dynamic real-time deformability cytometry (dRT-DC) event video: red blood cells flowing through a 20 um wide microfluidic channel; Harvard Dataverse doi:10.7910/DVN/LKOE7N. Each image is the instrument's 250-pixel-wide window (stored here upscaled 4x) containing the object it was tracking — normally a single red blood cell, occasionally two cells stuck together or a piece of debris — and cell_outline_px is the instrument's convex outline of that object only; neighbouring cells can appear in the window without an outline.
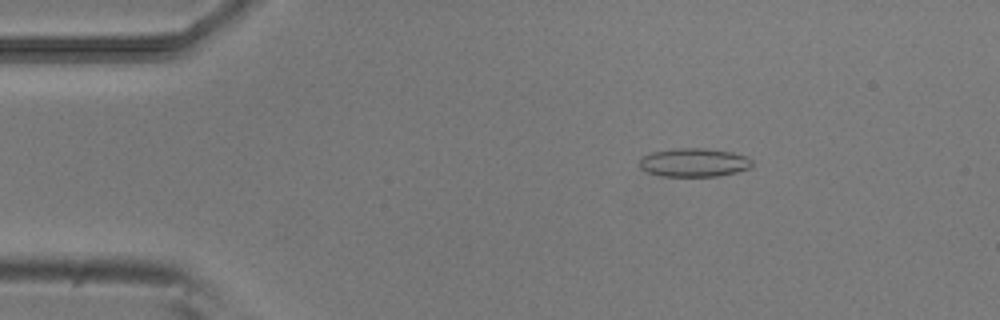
{"species": "common noctule bat (a hibernating species)", "species_latin": "Nyctalus noctula", "temperature_condition": "room temperature", "stored_images_in_passage": 51, "camera_frame_rate_fps": 3000, "um_per_image_px": 0.085, "animal": {"sex": "male", "body_mass_g": 20.5, "forearm_length_mm": 52.5}, "frame": {"image": 1, "passage_image": 8, "time_ms": 2.333, "image_size_px": [1000, 320], "cell_outline_px": [[752, 164], [748, 168], [736, 172], [716, 176], [664, 176], [648, 172], [640, 168], [640, 156], [652, 152], [676, 148], [704, 148], [732, 152], [748, 156], [752, 160]], "centroid_in_image_um": [58.98, 13.8], "position_along_channel_um": 26.0, "area_um2": 18.73}}
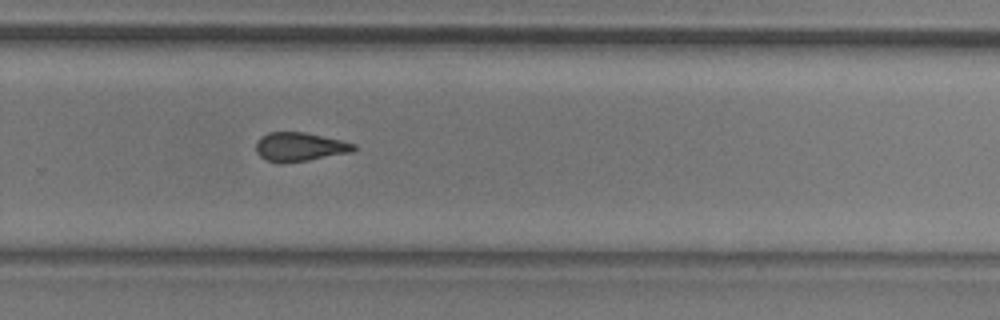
{"frame": {"image": 2, "passage_image": 34, "time_ms": 11.0, "image_size_px": [1000, 320], "cell_outline_px": [[356, 148], [352, 152], [308, 160], [284, 164], [280, 164], [264, 160], [256, 152], [256, 144], [260, 136], [268, 132], [304, 132], [340, 140], [356, 144]], "centroid_in_image_um": [25.43, 12.5], "position_along_channel_um": 304.4, "area_um2": 16.59}}
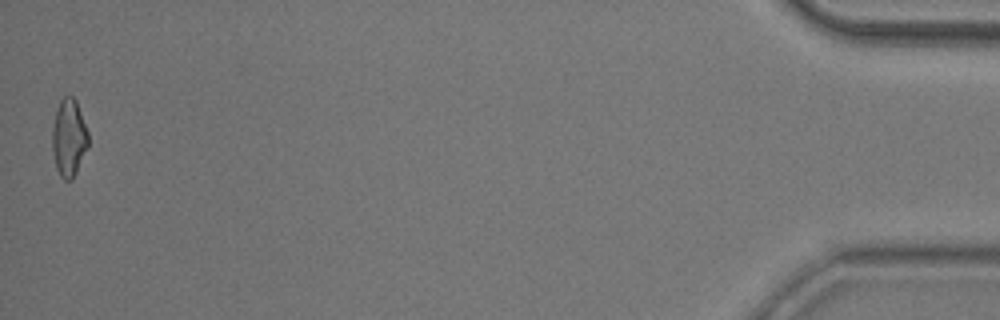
{"frame": {"image": 3, "passage_image": 51, "time_ms": 16.667, "image_size_px": [1000, 320], "cell_outline_px": [[88, 148], [72, 180], [64, 180], [60, 176], [56, 168], [52, 148], [52, 128], [56, 112], [60, 100], [64, 96], [72, 96], [76, 100], [88, 132]], "centroid_in_image_um": [5.85, 11.73], "position_along_channel_um": 429.3, "area_um2": 16.24}, "authors_computed_cell_mechanics": {"area_um2": 16.762, "velocity_mm_per_s": 3.8906, "shape_relaxation_time_tau1_ms": 8.2745, "shape_relaxation_time_tau2_ms": 2.6689, "deformation_change_tau1": 0.173, "deformation_change_tau2": 0.1033}}